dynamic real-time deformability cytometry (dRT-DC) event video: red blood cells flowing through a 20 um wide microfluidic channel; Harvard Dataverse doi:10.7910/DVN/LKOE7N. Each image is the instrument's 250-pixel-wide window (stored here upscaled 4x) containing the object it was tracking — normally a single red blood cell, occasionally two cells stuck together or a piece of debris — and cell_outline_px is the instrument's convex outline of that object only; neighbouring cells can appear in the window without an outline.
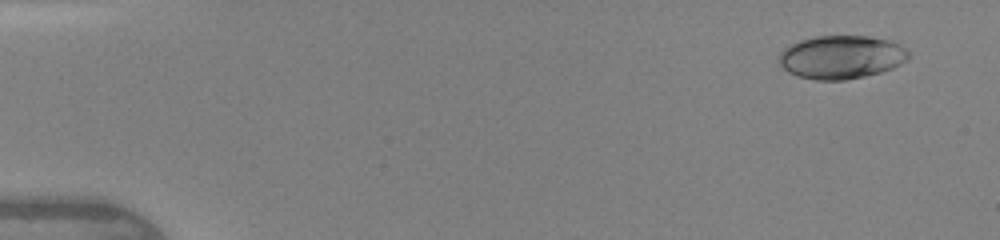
{"species": "human", "species_latin": "Homo sapiens", "temperature_condition": "warm", "stored_images_in_passage": 21, "camera_frame_rate_fps": 3000, "um_per_image_px": 0.085, "donor": {"sex": "female"}, "frame": {"image": 1, "passage_image": 2, "time_ms": 0.667, "image_size_px": [1000, 240], "cell_outline_px": [[912, 56], [908, 60], [892, 68], [880, 72], [864, 76], [844, 80], [816, 80], [800, 76], [788, 72], [780, 64], [776, 56], [784, 48], [800, 40], [816, 36], [868, 36], [888, 40], [904, 48]], "centroid_in_image_um": [71.5, 4.85], "position_along_channel_um": 13.5, "area_um2": 32.66}}
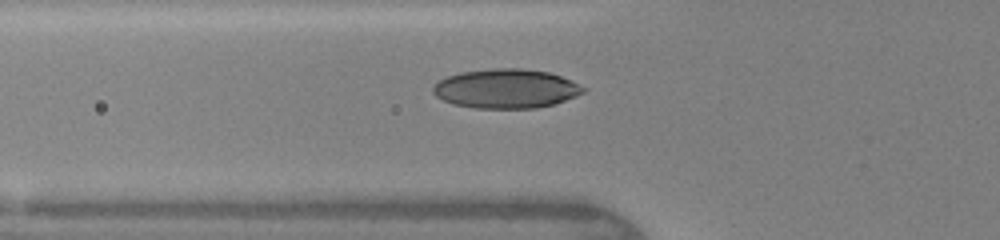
{"frame": {"image": 2, "passage_image": 10, "time_ms": 5.333, "image_size_px": [1000, 240], "cell_outline_px": [[588, 88], [584, 92], [576, 96], [552, 104], [536, 108], [476, 108], [456, 104], [444, 100], [436, 96], [432, 92], [432, 88], [440, 80], [448, 76], [460, 72], [492, 68], [520, 68], [548, 72], [560, 76]], "centroid_in_image_um": [43.02, 7.53], "position_along_channel_um": 82.8, "area_um2": 34.1}}
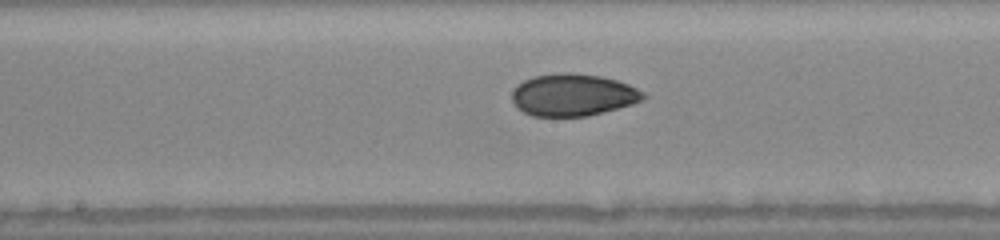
{"frame": {"image": 3, "passage_image": 16, "time_ms": 8.0, "image_size_px": [1000, 240], "cell_outline_px": [[648, 96], [632, 104], [588, 116], [532, 116], [524, 112], [512, 100], [512, 88], [516, 84], [532, 76], [560, 72], [572, 72], [600, 76], [616, 80], [628, 84], [644, 92]], "centroid_in_image_um": [48.68, 8.05], "position_along_channel_um": 199.5, "area_um2": 32.31}}